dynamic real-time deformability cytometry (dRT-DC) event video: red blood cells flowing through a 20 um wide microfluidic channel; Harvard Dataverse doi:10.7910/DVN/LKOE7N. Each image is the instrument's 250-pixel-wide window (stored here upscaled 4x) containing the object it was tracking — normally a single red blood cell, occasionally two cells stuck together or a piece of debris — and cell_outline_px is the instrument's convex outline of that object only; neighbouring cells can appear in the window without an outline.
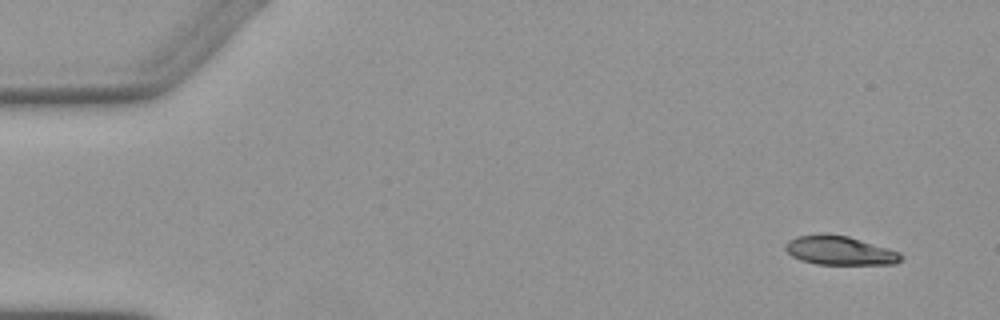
{"species": "Egyptian fruit bat (a non-hibernating species)", "species_latin": "Rousettus aegyptiacus", "temperature_condition": "warm", "stored_images_in_passage": 2, "camera_frame_rate_fps": 3000, "um_per_image_px": 0.085, "animal": {"sex": "female"}, "frame": {"image": 1, "passage_image": 2, "time_ms": 2.0, "image_size_px": [1000, 320], "cell_outline_px": [[904, 256], [896, 264], [816, 264], [800, 260], [792, 256], [784, 248], [784, 244], [788, 240], [796, 236], [820, 232], [824, 232], [848, 236], [888, 248], [900, 252]], "centroid_in_image_um": [71.34, 21.27], "position_along_channel_um": 13.7, "area_um2": 19.83}}